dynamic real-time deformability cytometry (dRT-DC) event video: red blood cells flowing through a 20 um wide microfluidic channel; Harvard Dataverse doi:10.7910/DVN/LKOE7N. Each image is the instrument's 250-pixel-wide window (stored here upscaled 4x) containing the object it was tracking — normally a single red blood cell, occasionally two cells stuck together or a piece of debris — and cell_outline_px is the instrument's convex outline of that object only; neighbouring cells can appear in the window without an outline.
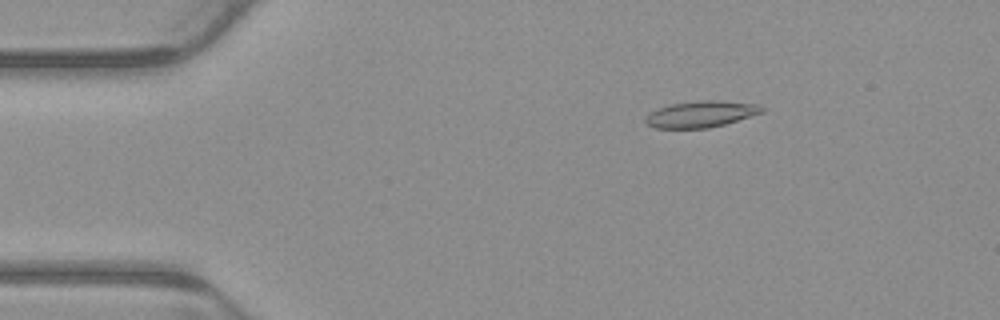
{"species": "common noctule bat (a hibernating species)", "species_latin": "Nyctalus noctula", "temperature_condition": "warm", "stored_images_in_passage": 5, "camera_frame_rate_fps": 3000, "um_per_image_px": 0.085, "animal": {"sex": "male", "body_mass_g": 23.1, "forearm_length_mm": 52.7}, "frame": {"image": 1, "passage_image": 3, "time_ms": 0.667, "image_size_px": [1000, 320], "cell_outline_px": [[764, 112], [724, 124], [708, 128], [656, 128], [648, 124], [644, 120], [652, 112], [660, 108], [672, 104], [704, 100], [712, 100], [760, 104], [764, 108]], "centroid_in_image_um": [59.64, 9.7], "position_along_channel_um": 25.4, "area_um2": 17.51}}